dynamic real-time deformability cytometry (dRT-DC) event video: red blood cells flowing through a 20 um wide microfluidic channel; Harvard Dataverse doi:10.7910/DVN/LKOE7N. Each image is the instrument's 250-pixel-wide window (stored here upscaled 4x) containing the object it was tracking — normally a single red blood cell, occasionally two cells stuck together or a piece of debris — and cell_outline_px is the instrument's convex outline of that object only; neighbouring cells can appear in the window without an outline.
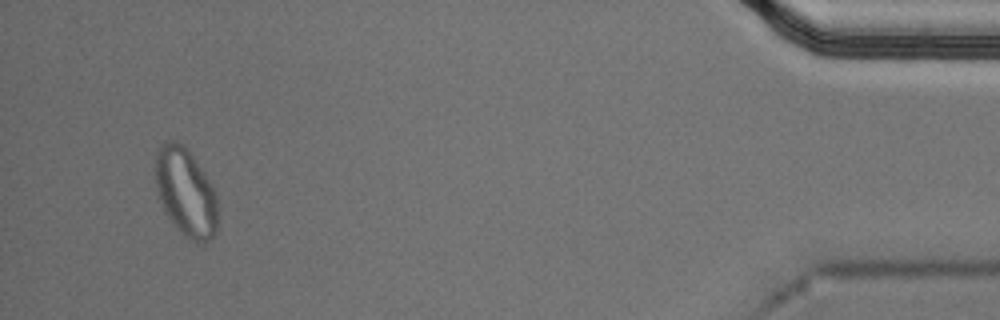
{"species": "Egyptian fruit bat (a non-hibernating species)", "species_latin": "Rousettus aegyptiacus", "temperature_condition": "cold", "stored_images_in_passage": 54, "segment_of_instrument_passage": [2, 2], "camera_frame_rate_fps": 3000, "um_per_image_px": 0.085, "animal": {"sex": "male"}, "frame": {"image": 1, "passage_image": 52, "time_ms": 17.0, "image_size_px": [1000, 320], "cell_outline_px": [[220, 220], [216, 232], [204, 244], [196, 244], [184, 236], [172, 224], [160, 200], [156, 188], [156, 148], [164, 140], [172, 140], [184, 144], [188, 148], [212, 184], [216, 192]], "centroid_in_image_um": [15.82, 16.36], "position_along_channel_um": 419.4, "area_um2": 32.89}}